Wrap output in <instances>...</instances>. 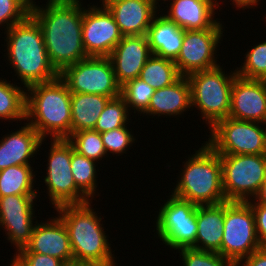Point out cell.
<instances>
[{"label":"cell","instance_id":"b9f144b4","mask_svg":"<svg viewBox=\"0 0 266 266\" xmlns=\"http://www.w3.org/2000/svg\"><path fill=\"white\" fill-rule=\"evenodd\" d=\"M62 266H96L92 263H88V262H82V261H69V262H65Z\"/></svg>","mask_w":266,"mask_h":266},{"label":"cell","instance_id":"60d3db41","mask_svg":"<svg viewBox=\"0 0 266 266\" xmlns=\"http://www.w3.org/2000/svg\"><path fill=\"white\" fill-rule=\"evenodd\" d=\"M248 203H263L266 204V180L263 182V184L261 185L257 195L247 201Z\"/></svg>","mask_w":266,"mask_h":266},{"label":"cell","instance_id":"f6af8a7d","mask_svg":"<svg viewBox=\"0 0 266 266\" xmlns=\"http://www.w3.org/2000/svg\"><path fill=\"white\" fill-rule=\"evenodd\" d=\"M266 120L262 123V126H263V130H264V137H265V145H266Z\"/></svg>","mask_w":266,"mask_h":266},{"label":"cell","instance_id":"3957f363","mask_svg":"<svg viewBox=\"0 0 266 266\" xmlns=\"http://www.w3.org/2000/svg\"><path fill=\"white\" fill-rule=\"evenodd\" d=\"M91 203L92 200L55 208L57 216L67 229L73 260L96 266H116L115 256L108 242L109 237L101 224L102 217H98Z\"/></svg>","mask_w":266,"mask_h":266},{"label":"cell","instance_id":"8fae6325","mask_svg":"<svg viewBox=\"0 0 266 266\" xmlns=\"http://www.w3.org/2000/svg\"><path fill=\"white\" fill-rule=\"evenodd\" d=\"M59 77L71 93H87L115 98L121 95L109 57H88L65 67Z\"/></svg>","mask_w":266,"mask_h":266},{"label":"cell","instance_id":"9c48e42d","mask_svg":"<svg viewBox=\"0 0 266 266\" xmlns=\"http://www.w3.org/2000/svg\"><path fill=\"white\" fill-rule=\"evenodd\" d=\"M47 156L46 176L47 196L57 208L62 205L81 204L90 201L76 186L71 172V159L74 148L67 138L50 139Z\"/></svg>","mask_w":266,"mask_h":266},{"label":"cell","instance_id":"8992f818","mask_svg":"<svg viewBox=\"0 0 266 266\" xmlns=\"http://www.w3.org/2000/svg\"><path fill=\"white\" fill-rule=\"evenodd\" d=\"M222 68L218 65L187 76L191 87V107L201 112L208 129L229 117L231 88L237 73L235 69L227 74Z\"/></svg>","mask_w":266,"mask_h":266},{"label":"cell","instance_id":"74e56055","mask_svg":"<svg viewBox=\"0 0 266 266\" xmlns=\"http://www.w3.org/2000/svg\"><path fill=\"white\" fill-rule=\"evenodd\" d=\"M254 214L256 234L261 247L266 248V204L249 203Z\"/></svg>","mask_w":266,"mask_h":266},{"label":"cell","instance_id":"6da1fadb","mask_svg":"<svg viewBox=\"0 0 266 266\" xmlns=\"http://www.w3.org/2000/svg\"><path fill=\"white\" fill-rule=\"evenodd\" d=\"M80 0H47L31 3L30 15L41 26L49 60L60 73L88 58L82 43L83 7Z\"/></svg>","mask_w":266,"mask_h":266},{"label":"cell","instance_id":"7a4b0ae2","mask_svg":"<svg viewBox=\"0 0 266 266\" xmlns=\"http://www.w3.org/2000/svg\"><path fill=\"white\" fill-rule=\"evenodd\" d=\"M4 34L6 59L25 89L59 77V72L49 60L41 26L31 15Z\"/></svg>","mask_w":266,"mask_h":266},{"label":"cell","instance_id":"d6a6232c","mask_svg":"<svg viewBox=\"0 0 266 266\" xmlns=\"http://www.w3.org/2000/svg\"><path fill=\"white\" fill-rule=\"evenodd\" d=\"M245 54V60L236 69L237 75L248 79L266 80V41L251 46Z\"/></svg>","mask_w":266,"mask_h":266},{"label":"cell","instance_id":"f35d334b","mask_svg":"<svg viewBox=\"0 0 266 266\" xmlns=\"http://www.w3.org/2000/svg\"><path fill=\"white\" fill-rule=\"evenodd\" d=\"M236 266H266V248H259L248 257L242 259Z\"/></svg>","mask_w":266,"mask_h":266},{"label":"cell","instance_id":"e0dca14e","mask_svg":"<svg viewBox=\"0 0 266 266\" xmlns=\"http://www.w3.org/2000/svg\"><path fill=\"white\" fill-rule=\"evenodd\" d=\"M39 223L37 220L29 243L16 253H38L56 257L64 263L72 261L71 243L63 221L55 216Z\"/></svg>","mask_w":266,"mask_h":266},{"label":"cell","instance_id":"7402d4cb","mask_svg":"<svg viewBox=\"0 0 266 266\" xmlns=\"http://www.w3.org/2000/svg\"><path fill=\"white\" fill-rule=\"evenodd\" d=\"M191 87L188 78L181 76L173 84L156 89L152 95L147 110L143 113L150 116L157 115L180 117L182 113L191 109Z\"/></svg>","mask_w":266,"mask_h":266},{"label":"cell","instance_id":"9a60e30c","mask_svg":"<svg viewBox=\"0 0 266 266\" xmlns=\"http://www.w3.org/2000/svg\"><path fill=\"white\" fill-rule=\"evenodd\" d=\"M38 195H8L0 197V229L14 244L15 252L24 248L30 241L37 223L34 202ZM35 223V224H34Z\"/></svg>","mask_w":266,"mask_h":266},{"label":"cell","instance_id":"5b68a950","mask_svg":"<svg viewBox=\"0 0 266 266\" xmlns=\"http://www.w3.org/2000/svg\"><path fill=\"white\" fill-rule=\"evenodd\" d=\"M183 162L172 195L197 206L215 205L226 200L222 185L220 155L206 142Z\"/></svg>","mask_w":266,"mask_h":266},{"label":"cell","instance_id":"e575fe53","mask_svg":"<svg viewBox=\"0 0 266 266\" xmlns=\"http://www.w3.org/2000/svg\"><path fill=\"white\" fill-rule=\"evenodd\" d=\"M178 252L182 257L183 266H235L229 259L217 252L194 248H182Z\"/></svg>","mask_w":266,"mask_h":266},{"label":"cell","instance_id":"4dcf8cb0","mask_svg":"<svg viewBox=\"0 0 266 266\" xmlns=\"http://www.w3.org/2000/svg\"><path fill=\"white\" fill-rule=\"evenodd\" d=\"M67 140L72 144L74 151L96 162L107 157L101 133L98 131L89 129L73 132Z\"/></svg>","mask_w":266,"mask_h":266},{"label":"cell","instance_id":"4fadbf2b","mask_svg":"<svg viewBox=\"0 0 266 266\" xmlns=\"http://www.w3.org/2000/svg\"><path fill=\"white\" fill-rule=\"evenodd\" d=\"M223 24L206 30H185L182 47L174 60L181 76L214 68L217 64V47L223 38ZM216 58V59H215Z\"/></svg>","mask_w":266,"mask_h":266},{"label":"cell","instance_id":"4316f807","mask_svg":"<svg viewBox=\"0 0 266 266\" xmlns=\"http://www.w3.org/2000/svg\"><path fill=\"white\" fill-rule=\"evenodd\" d=\"M26 89L0 78V119L26 121Z\"/></svg>","mask_w":266,"mask_h":266},{"label":"cell","instance_id":"f546056e","mask_svg":"<svg viewBox=\"0 0 266 266\" xmlns=\"http://www.w3.org/2000/svg\"><path fill=\"white\" fill-rule=\"evenodd\" d=\"M130 113L125 100L121 95L111 98L99 115L93 130L104 133L112 129L121 128L129 124ZM128 122V123H127Z\"/></svg>","mask_w":266,"mask_h":266},{"label":"cell","instance_id":"5bb4252c","mask_svg":"<svg viewBox=\"0 0 266 266\" xmlns=\"http://www.w3.org/2000/svg\"><path fill=\"white\" fill-rule=\"evenodd\" d=\"M123 35L107 8L83 7L82 43L88 57H109Z\"/></svg>","mask_w":266,"mask_h":266},{"label":"cell","instance_id":"d4e9b609","mask_svg":"<svg viewBox=\"0 0 266 266\" xmlns=\"http://www.w3.org/2000/svg\"><path fill=\"white\" fill-rule=\"evenodd\" d=\"M110 97L97 94L71 93V134L94 129Z\"/></svg>","mask_w":266,"mask_h":266},{"label":"cell","instance_id":"44dd1931","mask_svg":"<svg viewBox=\"0 0 266 266\" xmlns=\"http://www.w3.org/2000/svg\"><path fill=\"white\" fill-rule=\"evenodd\" d=\"M171 0H164V2ZM172 2V3H171ZM169 11L164 14L184 30H206L220 21L215 18V8L208 0H172Z\"/></svg>","mask_w":266,"mask_h":266},{"label":"cell","instance_id":"ba28073f","mask_svg":"<svg viewBox=\"0 0 266 266\" xmlns=\"http://www.w3.org/2000/svg\"><path fill=\"white\" fill-rule=\"evenodd\" d=\"M261 248L253 210L248 202L225 201V220L221 249L217 252L235 266Z\"/></svg>","mask_w":266,"mask_h":266},{"label":"cell","instance_id":"7c38bea8","mask_svg":"<svg viewBox=\"0 0 266 266\" xmlns=\"http://www.w3.org/2000/svg\"><path fill=\"white\" fill-rule=\"evenodd\" d=\"M196 208V204L170 195L160 207L154 225L163 244L174 250L191 248L195 244Z\"/></svg>","mask_w":266,"mask_h":266},{"label":"cell","instance_id":"ab89813d","mask_svg":"<svg viewBox=\"0 0 266 266\" xmlns=\"http://www.w3.org/2000/svg\"><path fill=\"white\" fill-rule=\"evenodd\" d=\"M232 1L233 5L236 6L237 9H246V8H252V7H256V5L258 6V3L261 0H230Z\"/></svg>","mask_w":266,"mask_h":266},{"label":"cell","instance_id":"7bdbcfd3","mask_svg":"<svg viewBox=\"0 0 266 266\" xmlns=\"http://www.w3.org/2000/svg\"><path fill=\"white\" fill-rule=\"evenodd\" d=\"M102 1V4H100L98 6L97 4V7H100V8H107L108 6L112 5L113 3L115 2H118V1H121V0H100V2Z\"/></svg>","mask_w":266,"mask_h":266},{"label":"cell","instance_id":"83f0119b","mask_svg":"<svg viewBox=\"0 0 266 266\" xmlns=\"http://www.w3.org/2000/svg\"><path fill=\"white\" fill-rule=\"evenodd\" d=\"M181 77L173 60L152 54L141 70L140 78L155 90L167 87Z\"/></svg>","mask_w":266,"mask_h":266},{"label":"cell","instance_id":"d590c367","mask_svg":"<svg viewBox=\"0 0 266 266\" xmlns=\"http://www.w3.org/2000/svg\"><path fill=\"white\" fill-rule=\"evenodd\" d=\"M131 130V131H130ZM132 135V129H128L125 125L121 128L112 129L110 131L101 133L102 141L104 144L105 151L111 154H120L126 153L130 147L135 143V136Z\"/></svg>","mask_w":266,"mask_h":266},{"label":"cell","instance_id":"ee69618b","mask_svg":"<svg viewBox=\"0 0 266 266\" xmlns=\"http://www.w3.org/2000/svg\"><path fill=\"white\" fill-rule=\"evenodd\" d=\"M215 8H219L220 9V2H218V0H208Z\"/></svg>","mask_w":266,"mask_h":266},{"label":"cell","instance_id":"603a6c76","mask_svg":"<svg viewBox=\"0 0 266 266\" xmlns=\"http://www.w3.org/2000/svg\"><path fill=\"white\" fill-rule=\"evenodd\" d=\"M225 220V202L196 208L197 235L191 247L218 252L221 249Z\"/></svg>","mask_w":266,"mask_h":266},{"label":"cell","instance_id":"52a82bcc","mask_svg":"<svg viewBox=\"0 0 266 266\" xmlns=\"http://www.w3.org/2000/svg\"><path fill=\"white\" fill-rule=\"evenodd\" d=\"M219 155L226 200L247 202L253 199L266 180V154Z\"/></svg>","mask_w":266,"mask_h":266},{"label":"cell","instance_id":"f1b7e54d","mask_svg":"<svg viewBox=\"0 0 266 266\" xmlns=\"http://www.w3.org/2000/svg\"><path fill=\"white\" fill-rule=\"evenodd\" d=\"M76 151L72 152L71 172L77 188L91 200L96 195L98 187L97 170L98 163ZM97 184V185H96Z\"/></svg>","mask_w":266,"mask_h":266},{"label":"cell","instance_id":"836d02e7","mask_svg":"<svg viewBox=\"0 0 266 266\" xmlns=\"http://www.w3.org/2000/svg\"><path fill=\"white\" fill-rule=\"evenodd\" d=\"M29 0H0V26L5 31L23 22L30 15Z\"/></svg>","mask_w":266,"mask_h":266},{"label":"cell","instance_id":"ac0fdd59","mask_svg":"<svg viewBox=\"0 0 266 266\" xmlns=\"http://www.w3.org/2000/svg\"><path fill=\"white\" fill-rule=\"evenodd\" d=\"M151 56L146 35L123 36L109 56L118 84L122 86L140 77L142 68Z\"/></svg>","mask_w":266,"mask_h":266},{"label":"cell","instance_id":"277c9868","mask_svg":"<svg viewBox=\"0 0 266 266\" xmlns=\"http://www.w3.org/2000/svg\"><path fill=\"white\" fill-rule=\"evenodd\" d=\"M26 89L27 122L43 139L68 138L71 135V92L65 82L57 77Z\"/></svg>","mask_w":266,"mask_h":266},{"label":"cell","instance_id":"484cf974","mask_svg":"<svg viewBox=\"0 0 266 266\" xmlns=\"http://www.w3.org/2000/svg\"><path fill=\"white\" fill-rule=\"evenodd\" d=\"M36 171L31 165H13L0 170V197L37 195L34 189Z\"/></svg>","mask_w":266,"mask_h":266},{"label":"cell","instance_id":"30bf717a","mask_svg":"<svg viewBox=\"0 0 266 266\" xmlns=\"http://www.w3.org/2000/svg\"><path fill=\"white\" fill-rule=\"evenodd\" d=\"M262 123L237 120L231 117L219 120L210 130L206 143L218 154H266Z\"/></svg>","mask_w":266,"mask_h":266},{"label":"cell","instance_id":"bcb514c9","mask_svg":"<svg viewBox=\"0 0 266 266\" xmlns=\"http://www.w3.org/2000/svg\"><path fill=\"white\" fill-rule=\"evenodd\" d=\"M10 266H19V265L13 258H11Z\"/></svg>","mask_w":266,"mask_h":266},{"label":"cell","instance_id":"d6986e66","mask_svg":"<svg viewBox=\"0 0 266 266\" xmlns=\"http://www.w3.org/2000/svg\"><path fill=\"white\" fill-rule=\"evenodd\" d=\"M107 9L123 36L146 35L154 16L160 13L157 0H121Z\"/></svg>","mask_w":266,"mask_h":266},{"label":"cell","instance_id":"2e32d148","mask_svg":"<svg viewBox=\"0 0 266 266\" xmlns=\"http://www.w3.org/2000/svg\"><path fill=\"white\" fill-rule=\"evenodd\" d=\"M229 117L263 123L266 120V80L235 76Z\"/></svg>","mask_w":266,"mask_h":266},{"label":"cell","instance_id":"1f68e13d","mask_svg":"<svg viewBox=\"0 0 266 266\" xmlns=\"http://www.w3.org/2000/svg\"><path fill=\"white\" fill-rule=\"evenodd\" d=\"M155 89L143 81L140 77L126 82L121 86V96L125 100L128 109L134 110V114H143L148 106Z\"/></svg>","mask_w":266,"mask_h":266},{"label":"cell","instance_id":"cb8c5ba5","mask_svg":"<svg viewBox=\"0 0 266 266\" xmlns=\"http://www.w3.org/2000/svg\"><path fill=\"white\" fill-rule=\"evenodd\" d=\"M157 15L154 16L146 34L151 53L174 61L182 47L185 30L169 20L164 13Z\"/></svg>","mask_w":266,"mask_h":266},{"label":"cell","instance_id":"8d00e7d4","mask_svg":"<svg viewBox=\"0 0 266 266\" xmlns=\"http://www.w3.org/2000/svg\"><path fill=\"white\" fill-rule=\"evenodd\" d=\"M13 257L19 266H62L64 264L56 257L38 253H16Z\"/></svg>","mask_w":266,"mask_h":266},{"label":"cell","instance_id":"ffe728a7","mask_svg":"<svg viewBox=\"0 0 266 266\" xmlns=\"http://www.w3.org/2000/svg\"><path fill=\"white\" fill-rule=\"evenodd\" d=\"M10 134L2 136L0 140V170L13 165H31V159L46 139L29 124Z\"/></svg>","mask_w":266,"mask_h":266}]
</instances>
